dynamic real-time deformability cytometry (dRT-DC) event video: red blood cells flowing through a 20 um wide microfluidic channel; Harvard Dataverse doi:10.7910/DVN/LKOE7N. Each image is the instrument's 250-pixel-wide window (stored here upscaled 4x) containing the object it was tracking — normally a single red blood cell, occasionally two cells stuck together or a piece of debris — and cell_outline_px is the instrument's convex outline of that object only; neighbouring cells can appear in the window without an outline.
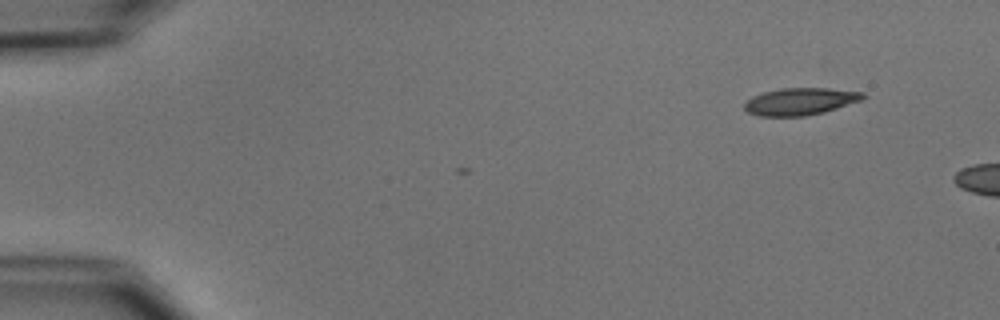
{"species": "common noctule bat (a hibernating species)", "species_latin": "Nyctalus noctula", "temperature_condition": "cold", "stored_images_in_passage": 2, "camera_frame_rate_fps": 3000, "um_per_image_px": 0.085, "animal": {"sex": "male", "body_mass_g": 15.6}, "frame": {"image": 1, "passage_image": 2, "time_ms": 0.333, "image_size_px": [1000, 320], "cell_outline_px": [[868, 96], [860, 100], [824, 112], [804, 116], [760, 116], [748, 112], [744, 108], [744, 104], [752, 96], [764, 92], [780, 88], [828, 88], [864, 92]], "centroid_in_image_um": [68.02, 8.61], "position_along_channel_um": 17.0, "area_um2": 18.67}}